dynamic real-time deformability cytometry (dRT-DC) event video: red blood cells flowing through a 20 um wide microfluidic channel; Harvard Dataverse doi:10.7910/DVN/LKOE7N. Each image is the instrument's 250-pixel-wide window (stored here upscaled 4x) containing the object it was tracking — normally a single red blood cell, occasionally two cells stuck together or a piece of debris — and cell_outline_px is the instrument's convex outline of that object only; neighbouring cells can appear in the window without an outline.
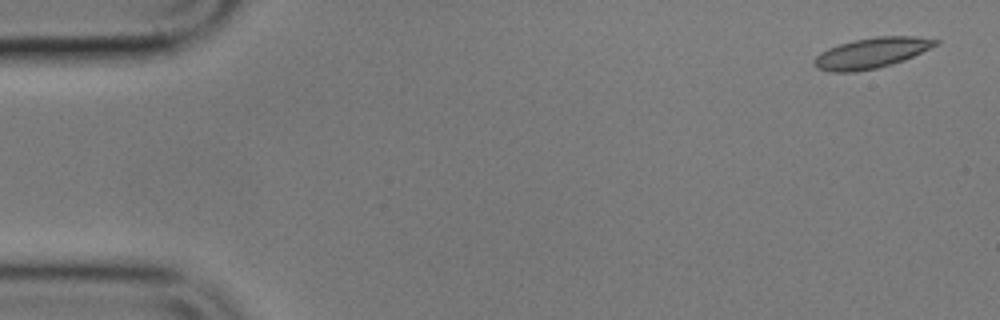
{"species": "common noctule bat (a hibernating species)", "species_latin": "Nyctalus noctula", "temperature_condition": "cold", "stored_images_in_passage": 8, "camera_frame_rate_fps": 3000, "um_per_image_px": 0.085, "animal": {"sex": "male", "body_mass_g": 17.9}, "frame": {"image": 1, "passage_image": 1, "time_ms": 0.0, "image_size_px": [1000, 320], "cell_outline_px": [[940, 44], [904, 60], [892, 64], [876, 68], [856, 72], [832, 72], [816, 68], [812, 64], [812, 60], [820, 52], [828, 48], [852, 40], [876, 36], [916, 36], [940, 40]], "centroid_in_image_um": [74.06, 4.5], "position_along_channel_um": 10.9, "area_um2": 21.79}}
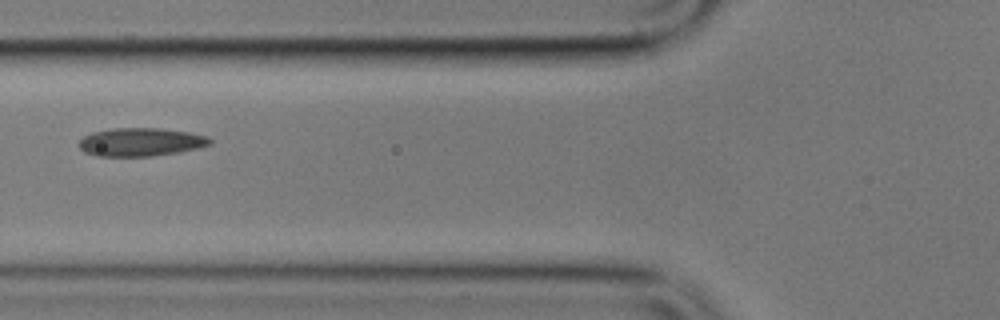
{"frame": {"image": 2, "passage_image": 6, "time_ms": 6.333, "image_size_px": [1000, 320], "cell_outline_px": [[212, 144], [180, 152], [152, 156], [96, 156], [84, 152], [80, 148], [80, 140], [84, 136], [92, 132], [112, 128], [160, 128], [188, 132], [208, 136], [212, 140]], "centroid_in_image_um": [11.97, 12.07], "position_along_channel_um": 113.8, "area_um2": 21.62}}
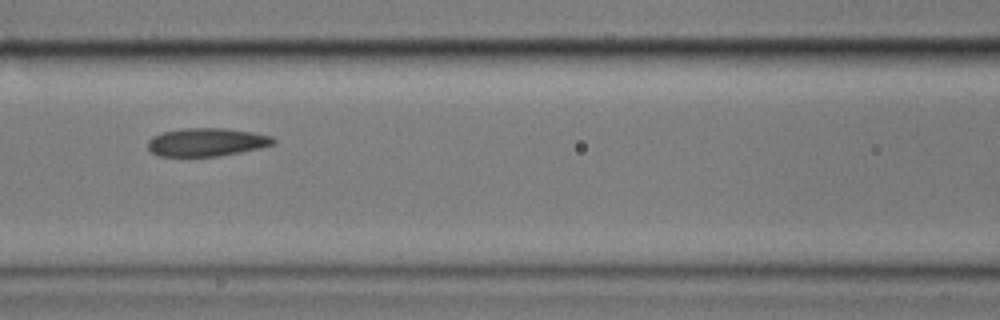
{"frame": {"image": 3, "passage_image": 7, "time_ms": 7.333, "image_size_px": [1000, 320], "cell_outline_px": [[276, 140], [272, 144], [260, 148], [240, 152], [216, 156], [160, 156], [152, 152], [148, 148], [148, 140], [152, 136], [164, 132], [184, 128], [224, 128], [252, 132], [272, 136]], "centroid_in_image_um": [17.55, 12.08], "position_along_channel_um": 149.0, "area_um2": 20.46}}